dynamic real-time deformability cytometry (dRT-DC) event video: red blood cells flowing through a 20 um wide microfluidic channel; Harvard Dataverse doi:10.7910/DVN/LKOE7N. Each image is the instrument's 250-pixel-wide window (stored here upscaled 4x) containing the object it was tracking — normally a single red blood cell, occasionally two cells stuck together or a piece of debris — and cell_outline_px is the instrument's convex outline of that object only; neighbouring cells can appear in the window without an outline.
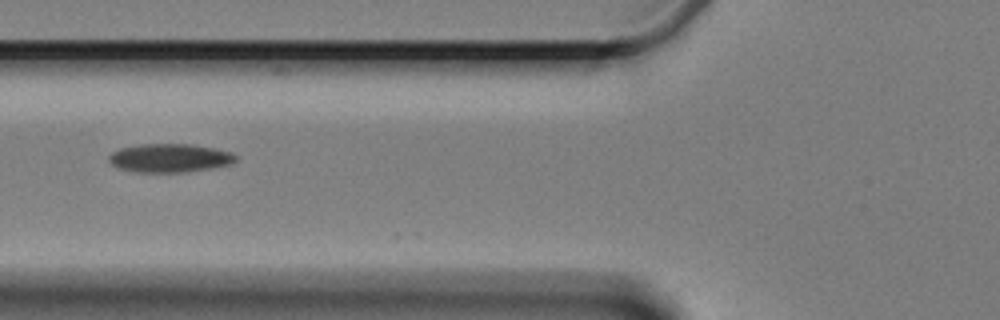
{"species": "Egyptian fruit bat (a non-hibernating species)", "species_latin": "Rousettus aegyptiacus", "temperature_condition": "cold", "stored_images_in_passage": 8, "camera_frame_rate_fps": 3000, "um_per_image_px": 0.085, "animal": {"sex": "female"}, "frame": {"image": 1, "passage_image": 3, "time_ms": 2.333, "image_size_px": [1000, 320], "cell_outline_px": [[236, 160], [232, 164], [212, 168], [180, 172], [136, 172], [120, 168], [112, 164], [108, 160], [108, 156], [112, 152], [120, 148], [140, 144], [192, 144], [216, 148], [232, 152], [236, 156]], "centroid_in_image_um": [14.44, 13.42], "position_along_channel_um": 111.4, "area_um2": 21.15}}
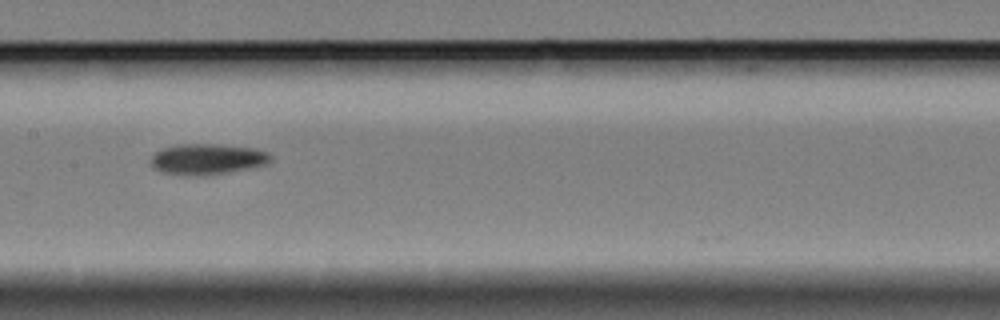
{"frame": {"image": 2, "passage_image": 5, "time_ms": 4.667, "image_size_px": [1000, 320], "cell_outline_px": [[272, 160], [264, 164], [248, 168], [228, 172], [204, 176], [184, 176], [164, 172], [152, 168], [152, 156], [156, 152], [164, 148], [176, 144], [212, 144], [252, 148], [268, 152], [272, 156]], "centroid_in_image_um": [17.6, 13.54], "position_along_channel_um": 189.8, "area_um2": 21.39}}
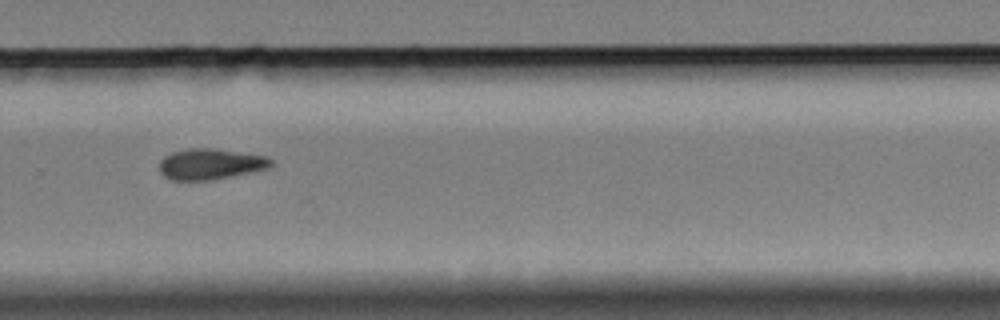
{"frame": {"image": 3, "passage_image": 8, "time_ms": 8.333, "image_size_px": [1000, 320], "cell_outline_px": [[272, 164], [268, 168], [212, 180], [172, 180], [164, 176], [160, 172], [160, 160], [164, 156], [172, 152], [188, 148], [216, 148], [268, 156], [272, 160]], "centroid_in_image_um": [17.88, 13.93], "position_along_channel_um": 311.9, "area_um2": 20.11}}